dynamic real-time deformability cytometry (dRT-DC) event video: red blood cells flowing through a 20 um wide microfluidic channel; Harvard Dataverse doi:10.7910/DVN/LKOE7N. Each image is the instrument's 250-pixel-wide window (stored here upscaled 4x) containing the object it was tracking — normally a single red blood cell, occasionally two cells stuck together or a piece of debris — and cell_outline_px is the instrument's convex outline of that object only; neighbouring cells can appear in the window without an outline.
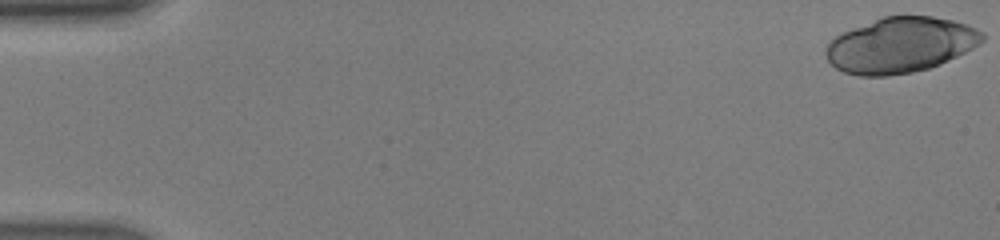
{"species": "human", "species_latin": "Homo sapiens", "temperature_condition": "warm", "stored_images_in_passage": 47, "camera_frame_rate_fps": 3000, "um_per_image_px": 0.085, "donor": {"sex": "male"}, "frame": {"image": 1, "passage_image": 1, "time_ms": 0.0, "image_size_px": [1000, 240], "cell_outline_px": [[984, 40], [980, 44], [940, 64], [928, 68], [912, 72], [888, 76], [860, 76], [844, 72], [836, 68], [828, 60], [824, 52], [828, 44], [836, 36], [852, 28], [880, 16], [932, 16], [952, 20], [968, 24], [984, 32]], "centroid_in_image_um": [76.54, 3.82], "position_along_channel_um": 8.5, "area_um2": 50.52}}
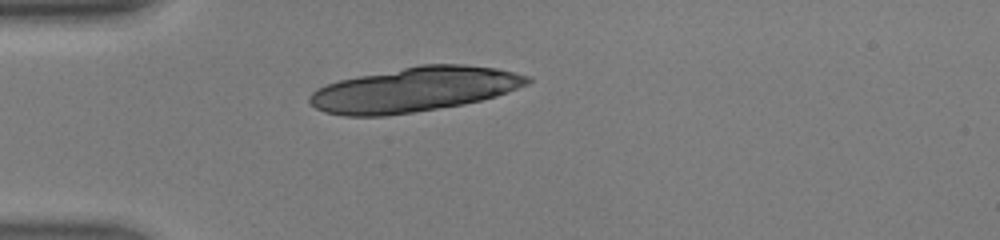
{"frame": {"image": 2, "passage_image": 14, "time_ms": 4.333, "image_size_px": [1000, 240], "cell_outline_px": [[532, 80], [528, 84], [496, 96], [464, 104], [412, 112], [384, 116], [344, 116], [324, 112], [316, 108], [308, 100], [308, 96], [316, 88], [340, 80], [420, 64], [464, 64], [496, 68], [532, 76]], "centroid_in_image_um": [35.24, 7.61], "position_along_channel_um": 49.8, "area_um2": 56.47}}